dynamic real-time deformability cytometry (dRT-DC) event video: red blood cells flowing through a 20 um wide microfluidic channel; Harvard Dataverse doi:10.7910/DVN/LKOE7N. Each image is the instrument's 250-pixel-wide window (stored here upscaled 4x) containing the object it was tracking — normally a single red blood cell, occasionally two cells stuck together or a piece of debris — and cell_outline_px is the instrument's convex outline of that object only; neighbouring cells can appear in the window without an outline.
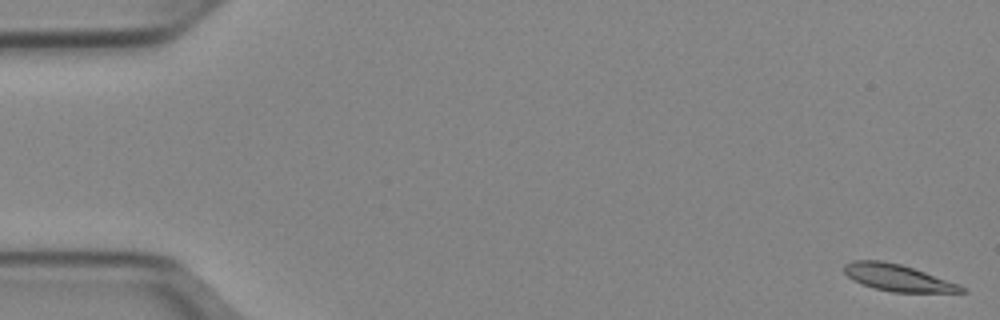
{"species": "Egyptian fruit bat (a non-hibernating species)", "species_latin": "Rousettus aegyptiacus", "temperature_condition": "cold", "stored_images_in_passage": 52, "camera_frame_rate_fps": 3000, "um_per_image_px": 0.085, "animal": {"sex": "female"}, "frame": {"image": 1, "passage_image": 1, "time_ms": 0.0, "image_size_px": [1000, 320], "cell_outline_px": [[968, 292], [892, 292], [876, 288], [864, 284], [848, 276], [844, 272], [844, 264], [852, 260], [880, 260], [900, 264], [960, 284]], "centroid_in_image_um": [76.32, 23.6], "position_along_channel_um": 8.7, "area_um2": 17.92}}
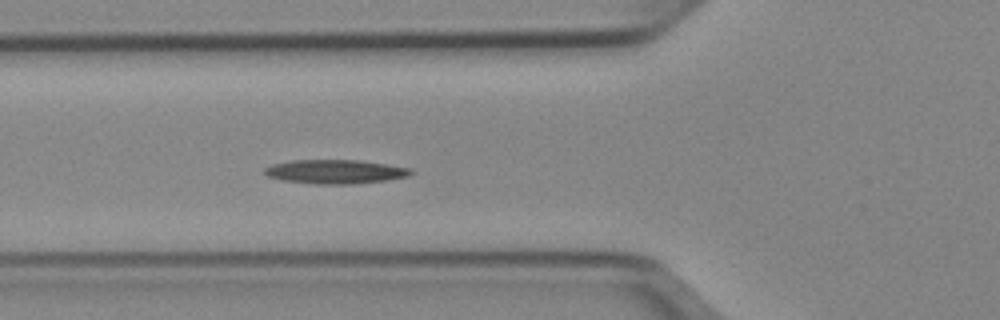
{"frame": {"image": 2, "passage_image": 19, "time_ms": 6.0, "image_size_px": [1000, 320], "cell_outline_px": [[416, 172], [408, 176], [388, 180], [356, 184], [316, 184], [284, 180], [268, 176], [264, 172], [264, 168], [272, 164], [288, 160], [360, 160], [388, 164], [412, 168]], "centroid_in_image_um": [28.55, 14.58], "position_along_channel_um": 97.2, "area_um2": 20.69}}
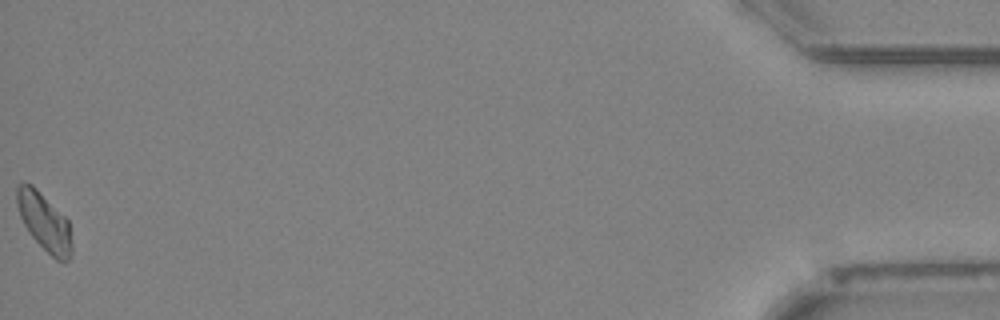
{"frame": {"image": 3, "passage_image": 52, "time_ms": 17.0, "image_size_px": [1000, 320], "cell_outline_px": [[72, 252], [68, 260], [56, 260], [28, 232], [20, 216], [16, 204], [16, 188], [24, 180], [32, 184], [68, 220], [72, 244]], "centroid_in_image_um": [3.75, 18.83], "position_along_channel_um": 431.5, "area_um2": 18.32}}